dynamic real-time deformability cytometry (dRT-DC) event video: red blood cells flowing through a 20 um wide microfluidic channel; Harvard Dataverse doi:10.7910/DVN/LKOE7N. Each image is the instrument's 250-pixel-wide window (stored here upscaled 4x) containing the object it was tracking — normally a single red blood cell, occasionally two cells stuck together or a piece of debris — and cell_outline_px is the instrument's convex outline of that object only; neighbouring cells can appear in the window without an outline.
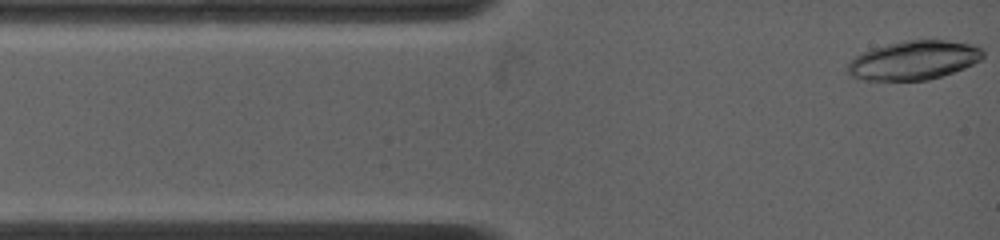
{"species": "common noctule bat (a hibernating species)", "species_latin": "Nyctalus noctula", "temperature_condition": "warm", "stored_images_in_passage": 7, "camera_frame_rate_fps": 4500, "um_per_image_px": 0.085, "animal": {"sex": "female", "body_mass_g": 19.0, "forearm_length_mm": 53.3}, "frame": {"image": 1, "passage_image": 1, "time_ms": 0.0, "image_size_px": [1000, 240], "cell_outline_px": [[984, 56], [980, 60], [964, 68], [928, 80], [864, 80], [848, 76], [848, 64], [856, 56], [872, 48], [904, 40], [948, 40], [972, 44], [984, 48]], "centroid_in_image_um": [77.7, 5.11], "position_along_channel_um": 7.3, "area_um2": 30.69}}